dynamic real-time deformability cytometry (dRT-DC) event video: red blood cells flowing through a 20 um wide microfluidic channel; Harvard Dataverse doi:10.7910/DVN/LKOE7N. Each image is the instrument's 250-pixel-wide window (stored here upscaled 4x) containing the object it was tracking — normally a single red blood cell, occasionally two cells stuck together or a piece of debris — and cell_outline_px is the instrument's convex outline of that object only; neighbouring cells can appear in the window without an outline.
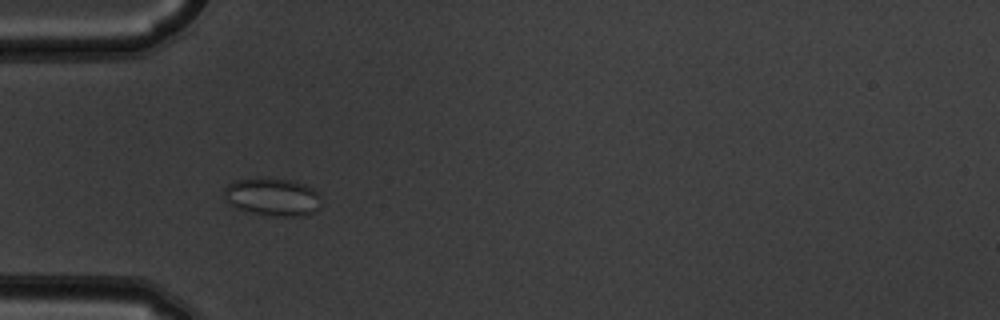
{"species": "common noctule bat (a hibernating species)", "species_latin": "Nyctalus noctula", "temperature_condition": "warm", "stored_images_in_passage": 3, "camera_frame_rate_fps": 3000, "um_per_image_px": 0.085, "animal": {"sex": "male", "body_mass_g": 19.5, "forearm_length_mm": 54.6}, "frame": {"image": 1, "passage_image": 3, "time_ms": 0.667, "image_size_px": [1000, 320], "cell_outline_px": [[316, 208], [312, 212], [300, 216], [272, 216], [240, 208], [228, 204], [224, 196], [224, 188], [228, 184], [236, 180], [260, 176], [292, 180], [304, 184], [312, 188], [316, 192]], "centroid_in_image_um": [23.07, 16.69], "position_along_channel_um": 61.9, "area_um2": 21.04}}